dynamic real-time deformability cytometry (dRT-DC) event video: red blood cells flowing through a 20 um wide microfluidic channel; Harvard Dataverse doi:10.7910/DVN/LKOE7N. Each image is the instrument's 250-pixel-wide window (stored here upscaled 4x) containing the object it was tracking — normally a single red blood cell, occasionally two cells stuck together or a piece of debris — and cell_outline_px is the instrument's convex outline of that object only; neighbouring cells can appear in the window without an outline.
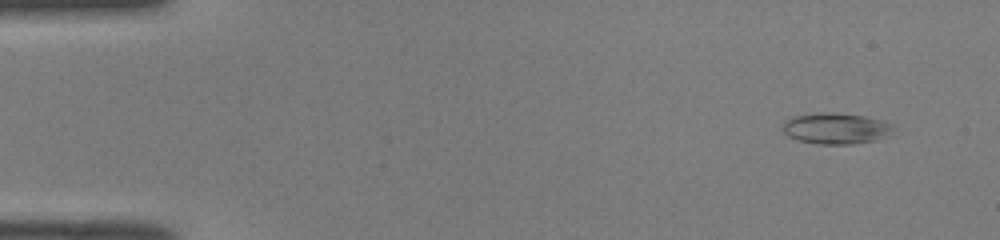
{"species": "common noctule bat (a hibernating species)", "species_latin": "Nyctalus noctula", "temperature_condition": "room temperature", "stored_images_in_passage": 50, "camera_frame_rate_fps": 3000, "um_per_image_px": 0.085, "animal": {"sex": "male", "body_mass_g": 19.0, "forearm_length_mm": 50.8}, "frame": {"image": 1, "passage_image": 4, "time_ms": 1.0, "image_size_px": [1000, 240], "cell_outline_px": [[896, 124], [888, 132], [876, 140], [852, 144], [820, 144], [800, 140], [788, 136], [784, 132], [784, 120], [792, 116], [816, 112], [836, 112], [864, 116]], "centroid_in_image_um": [71.01, 10.89], "position_along_channel_um": 14.0, "area_um2": 19.88}}
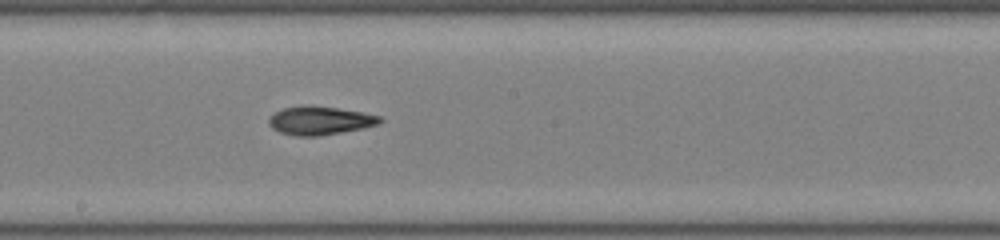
{"frame": {"image": 2, "passage_image": 28, "time_ms": 9.0, "image_size_px": [1000, 240], "cell_outline_px": [[384, 120], [376, 124], [360, 128], [340, 132], [316, 136], [296, 136], [280, 132], [272, 128], [268, 124], [268, 120], [276, 112], [284, 108], [308, 104], [336, 108], [360, 112], [380, 116]], "centroid_in_image_um": [27.15, 10.24], "position_along_channel_um": 221.1, "area_um2": 18.09}}
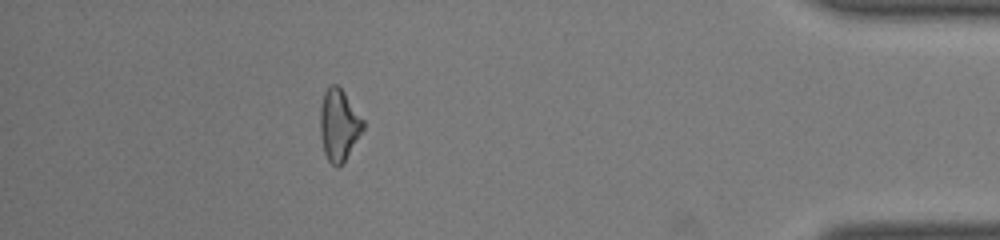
{"frame": {"image": 3, "passage_image": 45, "time_ms": 14.667, "image_size_px": [1000, 240], "cell_outline_px": [[364, 128], [344, 160], [336, 168], [328, 160], [324, 152], [320, 136], [320, 104], [324, 92], [332, 84], [336, 84], [344, 92], [364, 120]], "centroid_in_image_um": [28.78, 10.6], "position_along_channel_um": 406.4, "area_um2": 17.69}, "authors_computed_cell_mechanics": {"area_um2": 18.1492, "velocity_mm_per_s": 4.0964, "shape_relaxation_time_tau1_ms": 7.4149, "shape_relaxation_time_tau2_ms": 2.5141, "deformation_change_tau1": 0.2077, "deformation_change_tau2": 0.0932}}